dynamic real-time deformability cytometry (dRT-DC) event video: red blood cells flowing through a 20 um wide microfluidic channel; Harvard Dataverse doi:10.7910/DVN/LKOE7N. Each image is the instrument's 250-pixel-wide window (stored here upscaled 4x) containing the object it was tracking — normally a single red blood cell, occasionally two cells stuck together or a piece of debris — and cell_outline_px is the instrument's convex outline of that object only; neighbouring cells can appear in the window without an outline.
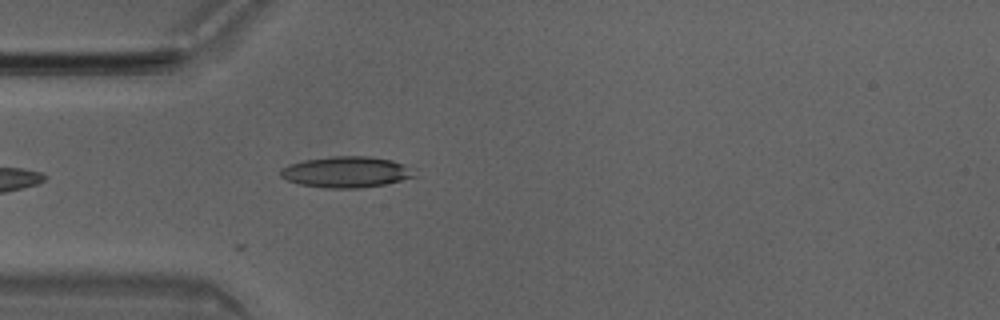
{"species": "Egyptian fruit bat (a non-hibernating species)", "species_latin": "Rousettus aegyptiacus", "temperature_condition": "room temperature", "stored_images_in_passage": 17, "camera_frame_rate_fps": 3000, "um_per_image_px": 0.085, "animal": {"sex": "male"}, "frame": {"image": 1, "passage_image": 4, "time_ms": 1.0, "image_size_px": [1000, 320], "cell_outline_px": [[416, 176], [384, 184], [360, 188], [324, 188], [300, 184], [288, 180], [280, 176], [280, 168], [288, 164], [304, 160], [332, 156], [368, 156], [392, 160], [404, 164]], "centroid_in_image_um": [29.37, 14.62], "position_along_channel_um": 55.6, "area_um2": 24.04}}
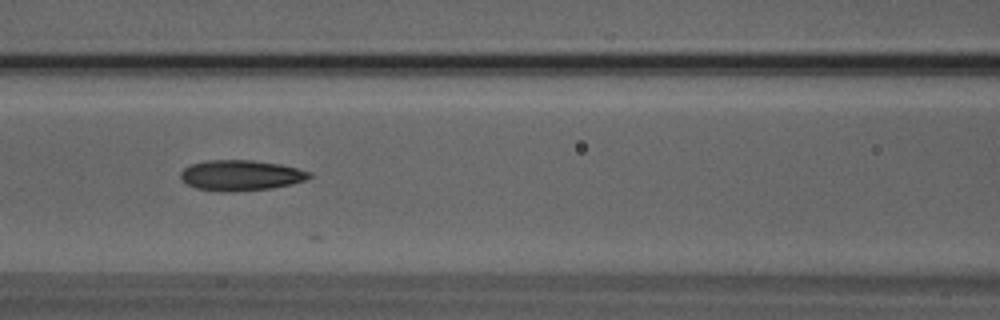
{"frame": {"image": 2, "passage_image": 11, "time_ms": 3.333, "image_size_px": [1000, 320], "cell_outline_px": [[312, 176], [304, 180], [292, 184], [272, 188], [228, 192], [196, 188], [180, 180], [180, 172], [184, 168], [192, 164], [208, 160], [252, 160], [280, 164], [312, 172]], "centroid_in_image_um": [20.47, 14.9], "position_along_channel_um": 146.1, "area_um2": 22.83}}
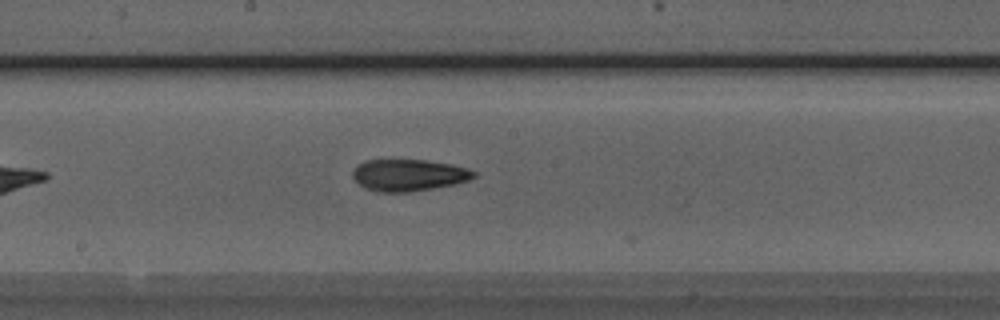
{"frame": {"image": 3, "passage_image": 16, "time_ms": 5.0, "image_size_px": [1000, 320], "cell_outline_px": [[476, 176], [468, 180], [456, 184], [408, 192], [380, 192], [364, 188], [352, 176], [352, 172], [356, 164], [364, 160], [428, 160], [452, 164], [468, 168], [476, 172]], "centroid_in_image_um": [34.73, 14.87], "position_along_channel_um": 213.5, "area_um2": 22.54}}